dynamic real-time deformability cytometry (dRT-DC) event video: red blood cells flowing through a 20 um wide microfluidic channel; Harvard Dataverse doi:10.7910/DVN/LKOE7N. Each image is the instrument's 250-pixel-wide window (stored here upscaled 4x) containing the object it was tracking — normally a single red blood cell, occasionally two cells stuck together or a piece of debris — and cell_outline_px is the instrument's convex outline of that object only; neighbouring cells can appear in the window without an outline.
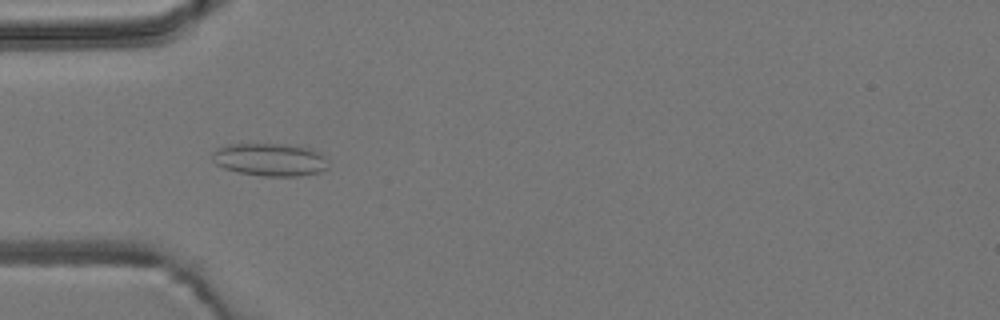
{"species": "common noctule bat (a hibernating species)", "species_latin": "Nyctalus noctula", "temperature_condition": "room temperature", "stored_images_in_passage": 54, "camera_frame_rate_fps": 3000, "um_per_image_px": 0.085, "animal": {"sex": "male", "body_mass_g": 19.2, "forearm_length_mm": 51.8}, "frame": {"image": 1, "passage_image": 17, "time_ms": 5.333, "image_size_px": [1000, 320], "cell_outline_px": [[328, 168], [320, 172], [300, 176], [264, 176], [236, 172], [224, 168], [216, 164], [212, 160], [212, 152], [224, 144], [288, 144], [312, 148], [320, 152], [328, 160]], "centroid_in_image_um": [22.97, 13.56], "position_along_channel_um": 62.0, "area_um2": 22.54}}
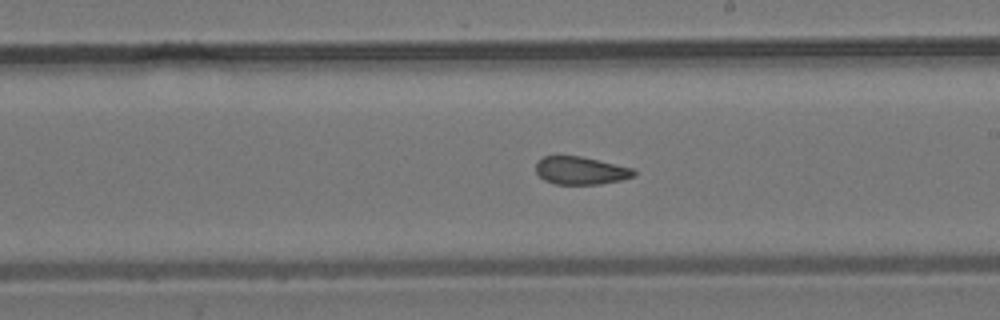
{"frame": {"image": 2, "passage_image": 31, "time_ms": 10.0, "image_size_px": [1000, 320], "cell_outline_px": [[636, 176], [620, 180], [600, 184], [556, 184], [544, 180], [536, 172], [536, 164], [544, 156], [580, 156], [632, 168], [636, 172]], "centroid_in_image_um": [49.36, 14.5], "position_along_channel_um": 239.6, "area_um2": 15.72}}
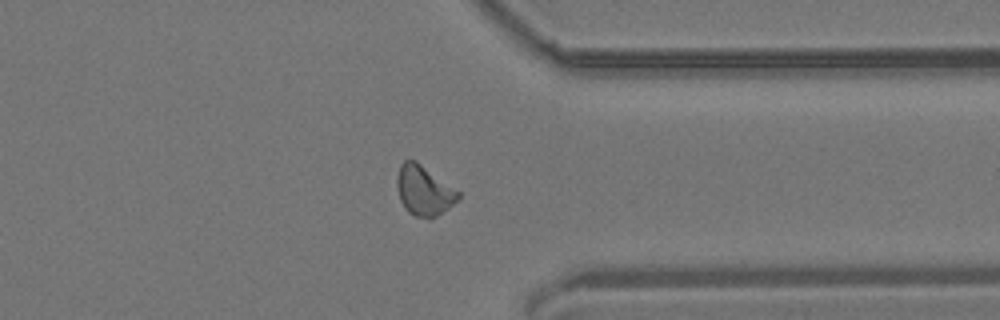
{"frame": {"image": 3, "passage_image": 42, "time_ms": 13.667, "image_size_px": [1000, 320], "cell_outline_px": [[460, 196], [448, 208], [436, 216], [416, 216], [408, 212], [404, 208], [400, 200], [396, 184], [396, 176], [400, 164], [404, 160], [416, 160], [460, 192]], "centroid_in_image_um": [35.99, 16.16], "position_along_channel_um": 375.4, "area_um2": 17.57}, "authors_computed_cell_mechanics": {"area_um2": 17.1666, "velocity_mm_per_s": 3.8324, "shape_relaxation_time_tau1_ms": null, "shape_relaxation_time_tau2_ms": 1.8471, "deformation_change_tau1": null, "deformation_change_tau2": 0.089}}